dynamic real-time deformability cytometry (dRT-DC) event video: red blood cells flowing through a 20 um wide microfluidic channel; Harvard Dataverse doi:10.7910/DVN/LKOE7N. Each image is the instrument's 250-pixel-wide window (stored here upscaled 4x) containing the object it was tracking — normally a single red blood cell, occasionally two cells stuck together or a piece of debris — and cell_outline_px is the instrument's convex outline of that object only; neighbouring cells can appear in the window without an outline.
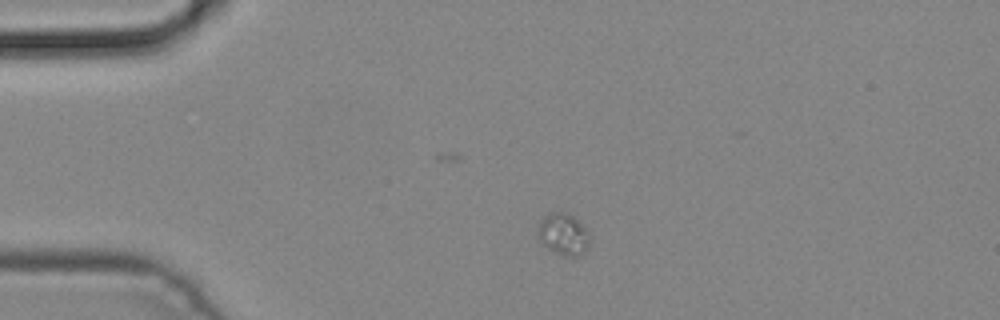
{"species": "common noctule bat (a hibernating species)", "species_latin": "Nyctalus noctula", "temperature_condition": "cold", "stored_images_in_passage": 3, "camera_frame_rate_fps": 3000, "um_per_image_px": 0.085, "animal": {"sex": "male", "body_mass_g": 19.2, "forearm_length_mm": 51.8}, "frame": {"image": 1, "passage_image": 1, "time_ms": 0.0, "image_size_px": [1000, 320], "cell_outline_px": [[588, 248], [580, 256], [568, 256], [556, 252], [540, 244], [536, 236], [540, 220], [548, 212], [564, 212], [572, 216], [588, 228]], "centroid_in_image_um": [47.85, 19.9], "position_along_channel_um": 37.1, "area_um2": 12.77}}